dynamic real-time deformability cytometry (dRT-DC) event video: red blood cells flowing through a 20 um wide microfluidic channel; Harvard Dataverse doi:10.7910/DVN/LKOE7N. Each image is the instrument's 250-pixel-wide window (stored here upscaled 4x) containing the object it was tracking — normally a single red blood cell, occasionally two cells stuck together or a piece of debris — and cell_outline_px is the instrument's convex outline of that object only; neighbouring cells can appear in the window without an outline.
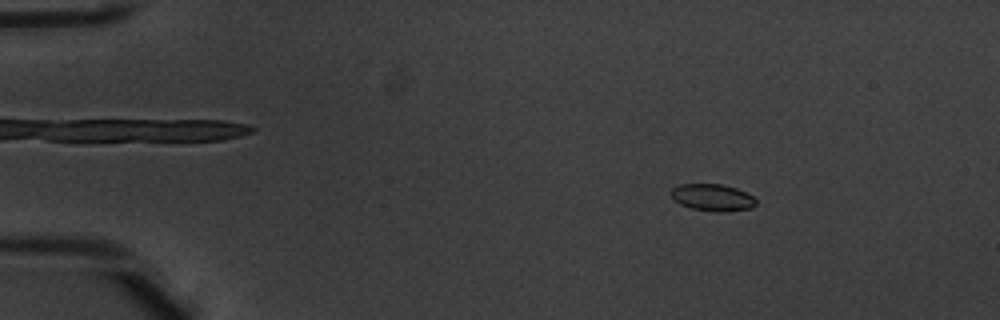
{"species": "common noctule bat (a hibernating species)", "species_latin": "Nyctalus noctula", "temperature_condition": "warm", "stored_images_in_passage": 52, "camera_frame_rate_fps": 3000, "um_per_image_px": 0.085, "animal": {"sex": "male", "body_mass_g": 20.1, "forearm_length_mm": 53.5}, "frame": {"image": 1, "passage_image": 8, "time_ms": 2.333, "image_size_px": [1000, 320], "cell_outline_px": [[756, 204], [752, 208], [716, 212], [692, 208], [680, 204], [668, 192], [672, 188], [680, 184], [724, 184], [736, 188], [752, 196], [756, 200]], "centroid_in_image_um": [60.54, 16.77], "position_along_channel_um": 24.5, "area_um2": 13.24}}
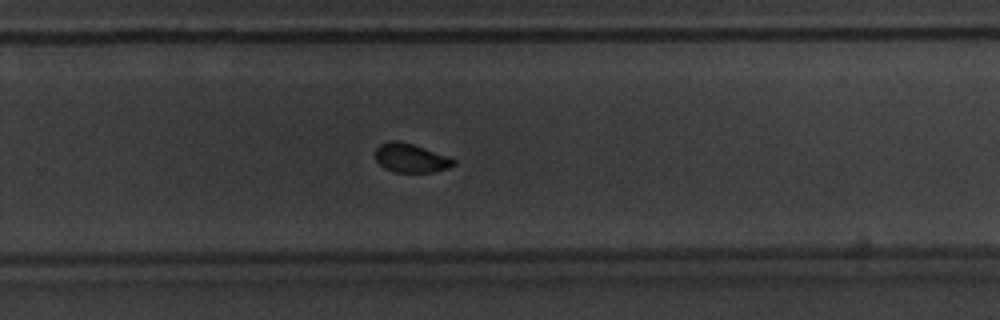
{"frame": {"image": 2, "passage_image": 35, "time_ms": 11.333, "image_size_px": [1000, 320], "cell_outline_px": [[456, 164], [448, 168], [432, 172], [392, 172], [384, 168], [376, 160], [376, 148], [380, 144], [392, 140], [396, 140], [412, 144], [448, 156], [456, 160]], "centroid_in_image_um": [34.92, 13.44], "position_along_channel_um": 294.9, "area_um2": 13.12}}
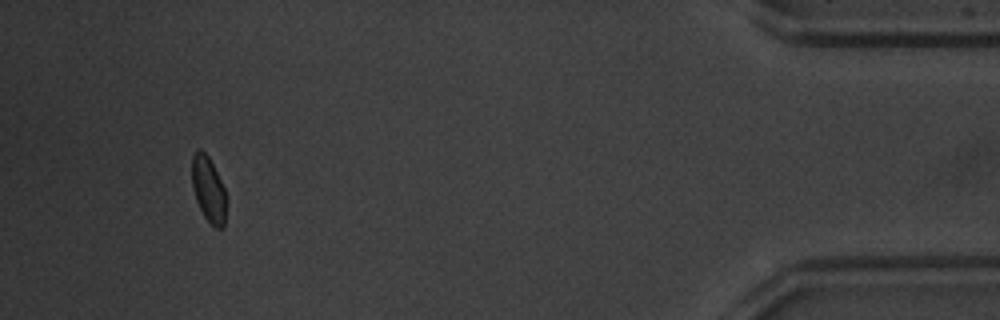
{"frame": {"image": 3, "passage_image": 49, "time_ms": 16.0, "image_size_px": [1000, 320], "cell_outline_px": [[224, 228], [216, 228], [204, 216], [196, 200], [192, 188], [192, 156], [196, 148], [200, 148], [208, 156], [224, 188]], "centroid_in_image_um": [17.67, 16.05], "position_along_channel_um": 417.5, "area_um2": 12.72}}